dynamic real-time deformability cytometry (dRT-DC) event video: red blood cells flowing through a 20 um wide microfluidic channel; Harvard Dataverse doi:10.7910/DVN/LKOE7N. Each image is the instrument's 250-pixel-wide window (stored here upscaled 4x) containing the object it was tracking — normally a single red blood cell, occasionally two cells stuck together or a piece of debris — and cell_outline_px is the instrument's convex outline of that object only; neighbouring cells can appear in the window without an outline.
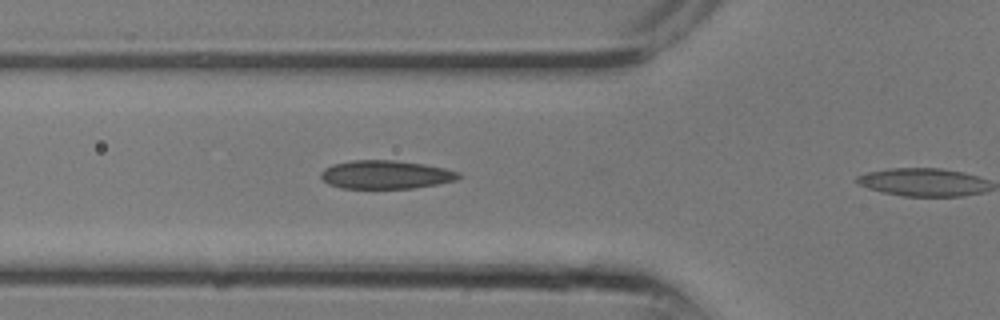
{"species": "common noctule bat (a hibernating species)", "species_latin": "Nyctalus noctula", "temperature_condition": "room temperature", "stored_images_in_passage": 6, "camera_frame_rate_fps": 3000, "um_per_image_px": 0.085, "animal": {"sex": "male", "body_mass_g": 13.3}, "frame": {"image": 1, "passage_image": 5, "time_ms": 1.333, "image_size_px": [1000, 320], "cell_outline_px": [[460, 176], [456, 180], [436, 184], [412, 188], [340, 188], [328, 184], [320, 176], [320, 172], [324, 168], [332, 164], [352, 160], [392, 160], [424, 164], [444, 168], [460, 172]], "centroid_in_image_um": [32.75, 14.84], "position_along_channel_um": 93.1, "area_um2": 22.77}}